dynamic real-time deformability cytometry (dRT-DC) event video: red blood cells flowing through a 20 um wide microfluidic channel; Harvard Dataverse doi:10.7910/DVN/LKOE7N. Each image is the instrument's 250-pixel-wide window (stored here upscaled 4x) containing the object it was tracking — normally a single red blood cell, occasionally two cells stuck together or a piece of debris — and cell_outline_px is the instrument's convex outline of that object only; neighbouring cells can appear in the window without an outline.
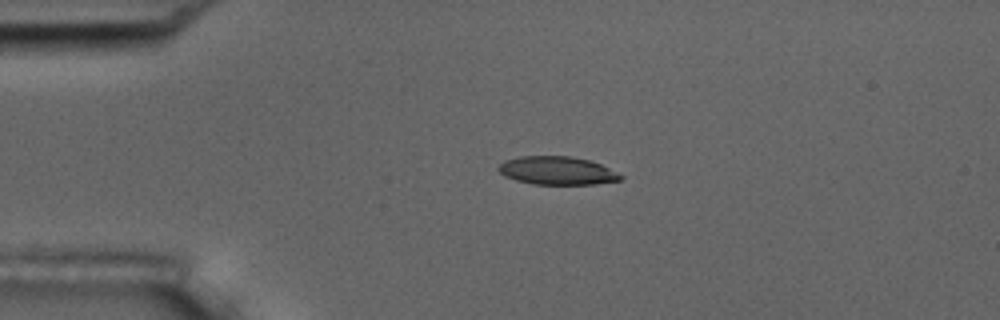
{"species": "common noctule bat (a hibernating species)", "species_latin": "Nyctalus noctula", "temperature_condition": "room temperature", "stored_images_in_passage": 2, "camera_frame_rate_fps": 3000, "um_per_image_px": 0.085, "animal": {"sex": "male", "body_mass_g": 17.5, "forearm_length_mm": 52.3}, "frame": {"image": 1, "passage_image": 1, "time_ms": 0.0, "image_size_px": [1000, 320], "cell_outline_px": [[624, 176], [620, 180], [596, 184], [532, 184], [516, 180], [504, 176], [496, 168], [504, 160], [520, 156], [572, 156], [588, 160], [600, 164]], "centroid_in_image_um": [47.32, 14.5], "position_along_channel_um": 37.7, "area_um2": 20.06}}